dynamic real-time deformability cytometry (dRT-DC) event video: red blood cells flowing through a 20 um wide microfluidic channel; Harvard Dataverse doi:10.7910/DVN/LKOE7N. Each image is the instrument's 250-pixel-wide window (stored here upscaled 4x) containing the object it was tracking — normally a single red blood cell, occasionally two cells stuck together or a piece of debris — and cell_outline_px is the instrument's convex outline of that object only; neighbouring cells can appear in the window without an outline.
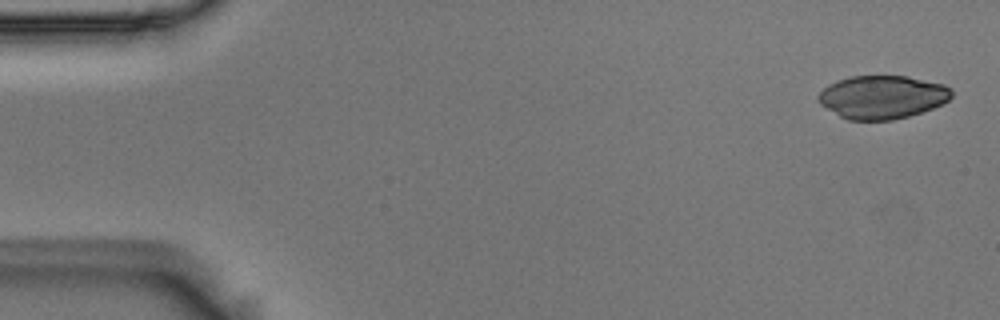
{"species": "Egyptian fruit bat (a non-hibernating species)", "species_latin": "Rousettus aegyptiacus", "temperature_condition": "room temperature", "stored_images_in_passage": 6, "camera_frame_rate_fps": 3000, "um_per_image_px": 0.085, "animal": {"sex": "male"}, "frame": {"image": 1, "passage_image": 1, "time_ms": 0.0, "image_size_px": [1000, 320], "cell_outline_px": [[952, 96], [948, 100], [932, 108], [908, 116], [892, 120], [848, 120], [840, 116], [820, 104], [816, 100], [816, 96], [828, 84], [836, 80], [848, 76], [908, 76], [944, 84], [952, 88]], "centroid_in_image_um": [74.97, 8.24], "position_along_channel_um": 10.0, "area_um2": 33.7}}